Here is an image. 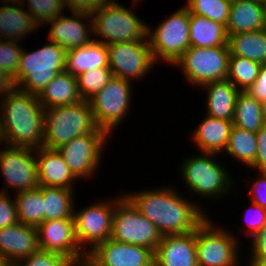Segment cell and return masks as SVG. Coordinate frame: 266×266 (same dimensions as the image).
Masks as SVG:
<instances>
[{
  "label": "cell",
  "instance_id": "cell-1",
  "mask_svg": "<svg viewBox=\"0 0 266 266\" xmlns=\"http://www.w3.org/2000/svg\"><path fill=\"white\" fill-rule=\"evenodd\" d=\"M168 187L130 192V194L126 192L124 195L163 236L195 231L208 217L201 209V204L198 206L195 201H189L177 190Z\"/></svg>",
  "mask_w": 266,
  "mask_h": 266
},
{
  "label": "cell",
  "instance_id": "cell-2",
  "mask_svg": "<svg viewBox=\"0 0 266 266\" xmlns=\"http://www.w3.org/2000/svg\"><path fill=\"white\" fill-rule=\"evenodd\" d=\"M0 97V131L3 143L33 150L43 147L45 109L37 95L14 87Z\"/></svg>",
  "mask_w": 266,
  "mask_h": 266
},
{
  "label": "cell",
  "instance_id": "cell-3",
  "mask_svg": "<svg viewBox=\"0 0 266 266\" xmlns=\"http://www.w3.org/2000/svg\"><path fill=\"white\" fill-rule=\"evenodd\" d=\"M48 42L33 52L23 48L17 73L12 78L15 87L38 96L58 73L65 71L67 50Z\"/></svg>",
  "mask_w": 266,
  "mask_h": 266
},
{
  "label": "cell",
  "instance_id": "cell-4",
  "mask_svg": "<svg viewBox=\"0 0 266 266\" xmlns=\"http://www.w3.org/2000/svg\"><path fill=\"white\" fill-rule=\"evenodd\" d=\"M98 128L88 101L46 109L43 146L58 149L73 138L91 134Z\"/></svg>",
  "mask_w": 266,
  "mask_h": 266
},
{
  "label": "cell",
  "instance_id": "cell-5",
  "mask_svg": "<svg viewBox=\"0 0 266 266\" xmlns=\"http://www.w3.org/2000/svg\"><path fill=\"white\" fill-rule=\"evenodd\" d=\"M131 11L118 2L94 9L91 12L93 34L100 37L99 40H94L105 45L125 41H148V24Z\"/></svg>",
  "mask_w": 266,
  "mask_h": 266
},
{
  "label": "cell",
  "instance_id": "cell-6",
  "mask_svg": "<svg viewBox=\"0 0 266 266\" xmlns=\"http://www.w3.org/2000/svg\"><path fill=\"white\" fill-rule=\"evenodd\" d=\"M218 155L201 152L200 155L193 154L192 157H187L181 163L179 169L185 186L187 185L196 195L199 194V197L219 199L233 189L232 176L224 165L215 160Z\"/></svg>",
  "mask_w": 266,
  "mask_h": 266
},
{
  "label": "cell",
  "instance_id": "cell-7",
  "mask_svg": "<svg viewBox=\"0 0 266 266\" xmlns=\"http://www.w3.org/2000/svg\"><path fill=\"white\" fill-rule=\"evenodd\" d=\"M152 30V31H151ZM190 13L185 6L175 11L157 28L148 25L147 39L155 62H175L190 47Z\"/></svg>",
  "mask_w": 266,
  "mask_h": 266
},
{
  "label": "cell",
  "instance_id": "cell-8",
  "mask_svg": "<svg viewBox=\"0 0 266 266\" xmlns=\"http://www.w3.org/2000/svg\"><path fill=\"white\" fill-rule=\"evenodd\" d=\"M162 236L157 227L125 195L116 198L110 239L155 252Z\"/></svg>",
  "mask_w": 266,
  "mask_h": 266
},
{
  "label": "cell",
  "instance_id": "cell-9",
  "mask_svg": "<svg viewBox=\"0 0 266 266\" xmlns=\"http://www.w3.org/2000/svg\"><path fill=\"white\" fill-rule=\"evenodd\" d=\"M229 58L228 45L211 48L190 46L174 66L181 68L191 86L200 89L205 83L227 78Z\"/></svg>",
  "mask_w": 266,
  "mask_h": 266
},
{
  "label": "cell",
  "instance_id": "cell-10",
  "mask_svg": "<svg viewBox=\"0 0 266 266\" xmlns=\"http://www.w3.org/2000/svg\"><path fill=\"white\" fill-rule=\"evenodd\" d=\"M210 219L207 217L196 229L198 266H238L240 241L231 234L233 231L215 227Z\"/></svg>",
  "mask_w": 266,
  "mask_h": 266
},
{
  "label": "cell",
  "instance_id": "cell-11",
  "mask_svg": "<svg viewBox=\"0 0 266 266\" xmlns=\"http://www.w3.org/2000/svg\"><path fill=\"white\" fill-rule=\"evenodd\" d=\"M131 81L113 76L88 102L99 128L110 136L131 107Z\"/></svg>",
  "mask_w": 266,
  "mask_h": 266
},
{
  "label": "cell",
  "instance_id": "cell-12",
  "mask_svg": "<svg viewBox=\"0 0 266 266\" xmlns=\"http://www.w3.org/2000/svg\"><path fill=\"white\" fill-rule=\"evenodd\" d=\"M109 134L98 128L91 134L73 138L57 150L62 154L65 164L78 179L86 180L95 175L106 148ZM97 168V169H96Z\"/></svg>",
  "mask_w": 266,
  "mask_h": 266
},
{
  "label": "cell",
  "instance_id": "cell-13",
  "mask_svg": "<svg viewBox=\"0 0 266 266\" xmlns=\"http://www.w3.org/2000/svg\"><path fill=\"white\" fill-rule=\"evenodd\" d=\"M116 199L92 203L77 211L74 209V227L77 242L85 253L110 239ZM91 245V246H86ZM87 247V249H86Z\"/></svg>",
  "mask_w": 266,
  "mask_h": 266
},
{
  "label": "cell",
  "instance_id": "cell-14",
  "mask_svg": "<svg viewBox=\"0 0 266 266\" xmlns=\"http://www.w3.org/2000/svg\"><path fill=\"white\" fill-rule=\"evenodd\" d=\"M108 63L113 76L140 81L156 63L148 41H125L107 45Z\"/></svg>",
  "mask_w": 266,
  "mask_h": 266
},
{
  "label": "cell",
  "instance_id": "cell-15",
  "mask_svg": "<svg viewBox=\"0 0 266 266\" xmlns=\"http://www.w3.org/2000/svg\"><path fill=\"white\" fill-rule=\"evenodd\" d=\"M0 150V172L5 178L6 188L0 190L8 193L11 188L16 192L32 190L39 186L35 150L7 146ZM7 191V192H6Z\"/></svg>",
  "mask_w": 266,
  "mask_h": 266
},
{
  "label": "cell",
  "instance_id": "cell-16",
  "mask_svg": "<svg viewBox=\"0 0 266 266\" xmlns=\"http://www.w3.org/2000/svg\"><path fill=\"white\" fill-rule=\"evenodd\" d=\"M36 229L40 250L63 255L76 266H84L87 253L77 242L73 217L43 221Z\"/></svg>",
  "mask_w": 266,
  "mask_h": 266
},
{
  "label": "cell",
  "instance_id": "cell-17",
  "mask_svg": "<svg viewBox=\"0 0 266 266\" xmlns=\"http://www.w3.org/2000/svg\"><path fill=\"white\" fill-rule=\"evenodd\" d=\"M84 266H154V251L108 239L88 251Z\"/></svg>",
  "mask_w": 266,
  "mask_h": 266
},
{
  "label": "cell",
  "instance_id": "cell-18",
  "mask_svg": "<svg viewBox=\"0 0 266 266\" xmlns=\"http://www.w3.org/2000/svg\"><path fill=\"white\" fill-rule=\"evenodd\" d=\"M71 14L70 17L60 14L47 23L51 26L48 41L55 42L66 50L85 46L94 40V36L93 39L90 37L93 35L91 13L72 11Z\"/></svg>",
  "mask_w": 266,
  "mask_h": 266
},
{
  "label": "cell",
  "instance_id": "cell-19",
  "mask_svg": "<svg viewBox=\"0 0 266 266\" xmlns=\"http://www.w3.org/2000/svg\"><path fill=\"white\" fill-rule=\"evenodd\" d=\"M154 266H198L196 230L162 236L154 252Z\"/></svg>",
  "mask_w": 266,
  "mask_h": 266
},
{
  "label": "cell",
  "instance_id": "cell-20",
  "mask_svg": "<svg viewBox=\"0 0 266 266\" xmlns=\"http://www.w3.org/2000/svg\"><path fill=\"white\" fill-rule=\"evenodd\" d=\"M39 250L38 232L35 226L18 222L0 228V255L14 263Z\"/></svg>",
  "mask_w": 266,
  "mask_h": 266
},
{
  "label": "cell",
  "instance_id": "cell-21",
  "mask_svg": "<svg viewBox=\"0 0 266 266\" xmlns=\"http://www.w3.org/2000/svg\"><path fill=\"white\" fill-rule=\"evenodd\" d=\"M39 186L73 189L78 179L65 164L57 149L41 147L35 150Z\"/></svg>",
  "mask_w": 266,
  "mask_h": 266
},
{
  "label": "cell",
  "instance_id": "cell-22",
  "mask_svg": "<svg viewBox=\"0 0 266 266\" xmlns=\"http://www.w3.org/2000/svg\"><path fill=\"white\" fill-rule=\"evenodd\" d=\"M233 121L206 115L192 132V141L201 152L223 154L230 135Z\"/></svg>",
  "mask_w": 266,
  "mask_h": 266
},
{
  "label": "cell",
  "instance_id": "cell-23",
  "mask_svg": "<svg viewBox=\"0 0 266 266\" xmlns=\"http://www.w3.org/2000/svg\"><path fill=\"white\" fill-rule=\"evenodd\" d=\"M200 87L207 90L206 115L233 121L236 99L240 91L228 79L208 82Z\"/></svg>",
  "mask_w": 266,
  "mask_h": 266
},
{
  "label": "cell",
  "instance_id": "cell-24",
  "mask_svg": "<svg viewBox=\"0 0 266 266\" xmlns=\"http://www.w3.org/2000/svg\"><path fill=\"white\" fill-rule=\"evenodd\" d=\"M266 29L263 3L253 0H231L228 34Z\"/></svg>",
  "mask_w": 266,
  "mask_h": 266
},
{
  "label": "cell",
  "instance_id": "cell-25",
  "mask_svg": "<svg viewBox=\"0 0 266 266\" xmlns=\"http://www.w3.org/2000/svg\"><path fill=\"white\" fill-rule=\"evenodd\" d=\"M37 97L45 110L72 105L83 100L79 92L77 77L66 71L58 73Z\"/></svg>",
  "mask_w": 266,
  "mask_h": 266
},
{
  "label": "cell",
  "instance_id": "cell-26",
  "mask_svg": "<svg viewBox=\"0 0 266 266\" xmlns=\"http://www.w3.org/2000/svg\"><path fill=\"white\" fill-rule=\"evenodd\" d=\"M98 67H109L107 45L93 40L90 44L67 50L65 71L78 76Z\"/></svg>",
  "mask_w": 266,
  "mask_h": 266
},
{
  "label": "cell",
  "instance_id": "cell-27",
  "mask_svg": "<svg viewBox=\"0 0 266 266\" xmlns=\"http://www.w3.org/2000/svg\"><path fill=\"white\" fill-rule=\"evenodd\" d=\"M23 8V4L0 6V36L3 40L20 41L39 28L32 16Z\"/></svg>",
  "mask_w": 266,
  "mask_h": 266
},
{
  "label": "cell",
  "instance_id": "cell-28",
  "mask_svg": "<svg viewBox=\"0 0 266 266\" xmlns=\"http://www.w3.org/2000/svg\"><path fill=\"white\" fill-rule=\"evenodd\" d=\"M190 46L211 48L225 46L228 33L224 24L190 13Z\"/></svg>",
  "mask_w": 266,
  "mask_h": 266
},
{
  "label": "cell",
  "instance_id": "cell-29",
  "mask_svg": "<svg viewBox=\"0 0 266 266\" xmlns=\"http://www.w3.org/2000/svg\"><path fill=\"white\" fill-rule=\"evenodd\" d=\"M229 53L266 64V29L238 34H228Z\"/></svg>",
  "mask_w": 266,
  "mask_h": 266
},
{
  "label": "cell",
  "instance_id": "cell-30",
  "mask_svg": "<svg viewBox=\"0 0 266 266\" xmlns=\"http://www.w3.org/2000/svg\"><path fill=\"white\" fill-rule=\"evenodd\" d=\"M73 193L72 189L42 186L43 221L73 217Z\"/></svg>",
  "mask_w": 266,
  "mask_h": 266
},
{
  "label": "cell",
  "instance_id": "cell-31",
  "mask_svg": "<svg viewBox=\"0 0 266 266\" xmlns=\"http://www.w3.org/2000/svg\"><path fill=\"white\" fill-rule=\"evenodd\" d=\"M257 149L255 132L232 126L224 152L250 168L254 164Z\"/></svg>",
  "mask_w": 266,
  "mask_h": 266
},
{
  "label": "cell",
  "instance_id": "cell-32",
  "mask_svg": "<svg viewBox=\"0 0 266 266\" xmlns=\"http://www.w3.org/2000/svg\"><path fill=\"white\" fill-rule=\"evenodd\" d=\"M233 125L255 133L259 131L264 126L262 103L247 92H239L235 104Z\"/></svg>",
  "mask_w": 266,
  "mask_h": 266
},
{
  "label": "cell",
  "instance_id": "cell-33",
  "mask_svg": "<svg viewBox=\"0 0 266 266\" xmlns=\"http://www.w3.org/2000/svg\"><path fill=\"white\" fill-rule=\"evenodd\" d=\"M14 196L17 217L20 223L37 227L43 222L42 186L20 191Z\"/></svg>",
  "mask_w": 266,
  "mask_h": 266
},
{
  "label": "cell",
  "instance_id": "cell-34",
  "mask_svg": "<svg viewBox=\"0 0 266 266\" xmlns=\"http://www.w3.org/2000/svg\"><path fill=\"white\" fill-rule=\"evenodd\" d=\"M262 64L230 54L227 78L240 92H246L258 77Z\"/></svg>",
  "mask_w": 266,
  "mask_h": 266
},
{
  "label": "cell",
  "instance_id": "cell-35",
  "mask_svg": "<svg viewBox=\"0 0 266 266\" xmlns=\"http://www.w3.org/2000/svg\"><path fill=\"white\" fill-rule=\"evenodd\" d=\"M231 0H188L185 7L189 13L207 17L224 24L229 20Z\"/></svg>",
  "mask_w": 266,
  "mask_h": 266
},
{
  "label": "cell",
  "instance_id": "cell-36",
  "mask_svg": "<svg viewBox=\"0 0 266 266\" xmlns=\"http://www.w3.org/2000/svg\"><path fill=\"white\" fill-rule=\"evenodd\" d=\"M76 77L81 97L88 101L109 82L113 74L109 67H98Z\"/></svg>",
  "mask_w": 266,
  "mask_h": 266
},
{
  "label": "cell",
  "instance_id": "cell-37",
  "mask_svg": "<svg viewBox=\"0 0 266 266\" xmlns=\"http://www.w3.org/2000/svg\"><path fill=\"white\" fill-rule=\"evenodd\" d=\"M26 1L27 12L39 27L64 13L65 6L63 0H23L22 4Z\"/></svg>",
  "mask_w": 266,
  "mask_h": 266
},
{
  "label": "cell",
  "instance_id": "cell-38",
  "mask_svg": "<svg viewBox=\"0 0 266 266\" xmlns=\"http://www.w3.org/2000/svg\"><path fill=\"white\" fill-rule=\"evenodd\" d=\"M23 47L19 41L3 40L0 43V69L12 78L17 73Z\"/></svg>",
  "mask_w": 266,
  "mask_h": 266
},
{
  "label": "cell",
  "instance_id": "cell-39",
  "mask_svg": "<svg viewBox=\"0 0 266 266\" xmlns=\"http://www.w3.org/2000/svg\"><path fill=\"white\" fill-rule=\"evenodd\" d=\"M13 266H76L67 257L43 250H38L31 256L16 261Z\"/></svg>",
  "mask_w": 266,
  "mask_h": 266
},
{
  "label": "cell",
  "instance_id": "cell-40",
  "mask_svg": "<svg viewBox=\"0 0 266 266\" xmlns=\"http://www.w3.org/2000/svg\"><path fill=\"white\" fill-rule=\"evenodd\" d=\"M251 203V206L248 209L246 208L244 219L246 220L248 229L246 231V235L249 234L248 236L252 238L264 227L266 223V209L262 208L256 203ZM248 213L250 216L248 215Z\"/></svg>",
  "mask_w": 266,
  "mask_h": 266
},
{
  "label": "cell",
  "instance_id": "cell-41",
  "mask_svg": "<svg viewBox=\"0 0 266 266\" xmlns=\"http://www.w3.org/2000/svg\"><path fill=\"white\" fill-rule=\"evenodd\" d=\"M8 193L0 192V228L17 224V210L15 200L10 199Z\"/></svg>",
  "mask_w": 266,
  "mask_h": 266
},
{
  "label": "cell",
  "instance_id": "cell-42",
  "mask_svg": "<svg viewBox=\"0 0 266 266\" xmlns=\"http://www.w3.org/2000/svg\"><path fill=\"white\" fill-rule=\"evenodd\" d=\"M252 245H250V259L249 261H260L266 259V223L264 227L250 238Z\"/></svg>",
  "mask_w": 266,
  "mask_h": 266
},
{
  "label": "cell",
  "instance_id": "cell-43",
  "mask_svg": "<svg viewBox=\"0 0 266 266\" xmlns=\"http://www.w3.org/2000/svg\"><path fill=\"white\" fill-rule=\"evenodd\" d=\"M257 137V153L254 164L250 167L259 172H266V127L263 126L256 132Z\"/></svg>",
  "mask_w": 266,
  "mask_h": 266
},
{
  "label": "cell",
  "instance_id": "cell-44",
  "mask_svg": "<svg viewBox=\"0 0 266 266\" xmlns=\"http://www.w3.org/2000/svg\"><path fill=\"white\" fill-rule=\"evenodd\" d=\"M246 92L258 102H266V64L261 66L258 77Z\"/></svg>",
  "mask_w": 266,
  "mask_h": 266
},
{
  "label": "cell",
  "instance_id": "cell-45",
  "mask_svg": "<svg viewBox=\"0 0 266 266\" xmlns=\"http://www.w3.org/2000/svg\"><path fill=\"white\" fill-rule=\"evenodd\" d=\"M259 178L257 177L254 184L250 188L251 200L253 203L266 209V172H258Z\"/></svg>",
  "mask_w": 266,
  "mask_h": 266
},
{
  "label": "cell",
  "instance_id": "cell-46",
  "mask_svg": "<svg viewBox=\"0 0 266 266\" xmlns=\"http://www.w3.org/2000/svg\"><path fill=\"white\" fill-rule=\"evenodd\" d=\"M65 9L70 11H84L89 12L88 0H63Z\"/></svg>",
  "mask_w": 266,
  "mask_h": 266
},
{
  "label": "cell",
  "instance_id": "cell-47",
  "mask_svg": "<svg viewBox=\"0 0 266 266\" xmlns=\"http://www.w3.org/2000/svg\"><path fill=\"white\" fill-rule=\"evenodd\" d=\"M15 87L12 77L0 69V96L6 94Z\"/></svg>",
  "mask_w": 266,
  "mask_h": 266
},
{
  "label": "cell",
  "instance_id": "cell-48",
  "mask_svg": "<svg viewBox=\"0 0 266 266\" xmlns=\"http://www.w3.org/2000/svg\"><path fill=\"white\" fill-rule=\"evenodd\" d=\"M116 2L115 0H88L89 3V13H91L94 9L99 7H105L109 4Z\"/></svg>",
  "mask_w": 266,
  "mask_h": 266
},
{
  "label": "cell",
  "instance_id": "cell-49",
  "mask_svg": "<svg viewBox=\"0 0 266 266\" xmlns=\"http://www.w3.org/2000/svg\"><path fill=\"white\" fill-rule=\"evenodd\" d=\"M249 266H266V259H262L260 261H249Z\"/></svg>",
  "mask_w": 266,
  "mask_h": 266
},
{
  "label": "cell",
  "instance_id": "cell-50",
  "mask_svg": "<svg viewBox=\"0 0 266 266\" xmlns=\"http://www.w3.org/2000/svg\"><path fill=\"white\" fill-rule=\"evenodd\" d=\"M0 266H13V263L0 255Z\"/></svg>",
  "mask_w": 266,
  "mask_h": 266
},
{
  "label": "cell",
  "instance_id": "cell-51",
  "mask_svg": "<svg viewBox=\"0 0 266 266\" xmlns=\"http://www.w3.org/2000/svg\"><path fill=\"white\" fill-rule=\"evenodd\" d=\"M263 124L266 127V102L262 103Z\"/></svg>",
  "mask_w": 266,
  "mask_h": 266
},
{
  "label": "cell",
  "instance_id": "cell-52",
  "mask_svg": "<svg viewBox=\"0 0 266 266\" xmlns=\"http://www.w3.org/2000/svg\"><path fill=\"white\" fill-rule=\"evenodd\" d=\"M1 2H5V4H22L23 0H0Z\"/></svg>",
  "mask_w": 266,
  "mask_h": 266
},
{
  "label": "cell",
  "instance_id": "cell-53",
  "mask_svg": "<svg viewBox=\"0 0 266 266\" xmlns=\"http://www.w3.org/2000/svg\"><path fill=\"white\" fill-rule=\"evenodd\" d=\"M263 8H264V19H265V24H266V0L263 2Z\"/></svg>",
  "mask_w": 266,
  "mask_h": 266
},
{
  "label": "cell",
  "instance_id": "cell-54",
  "mask_svg": "<svg viewBox=\"0 0 266 266\" xmlns=\"http://www.w3.org/2000/svg\"><path fill=\"white\" fill-rule=\"evenodd\" d=\"M141 0H132V2L131 3H134V4H132L133 5V7L135 6V5H137V3L138 2H140Z\"/></svg>",
  "mask_w": 266,
  "mask_h": 266
},
{
  "label": "cell",
  "instance_id": "cell-55",
  "mask_svg": "<svg viewBox=\"0 0 266 266\" xmlns=\"http://www.w3.org/2000/svg\"><path fill=\"white\" fill-rule=\"evenodd\" d=\"M2 142H3V141H2L1 131H0V143L3 144ZM1 144H0V145H1Z\"/></svg>",
  "mask_w": 266,
  "mask_h": 266
},
{
  "label": "cell",
  "instance_id": "cell-56",
  "mask_svg": "<svg viewBox=\"0 0 266 266\" xmlns=\"http://www.w3.org/2000/svg\"><path fill=\"white\" fill-rule=\"evenodd\" d=\"M253 1H258V2H261V3H263V2H264V0H253Z\"/></svg>",
  "mask_w": 266,
  "mask_h": 266
}]
</instances>
